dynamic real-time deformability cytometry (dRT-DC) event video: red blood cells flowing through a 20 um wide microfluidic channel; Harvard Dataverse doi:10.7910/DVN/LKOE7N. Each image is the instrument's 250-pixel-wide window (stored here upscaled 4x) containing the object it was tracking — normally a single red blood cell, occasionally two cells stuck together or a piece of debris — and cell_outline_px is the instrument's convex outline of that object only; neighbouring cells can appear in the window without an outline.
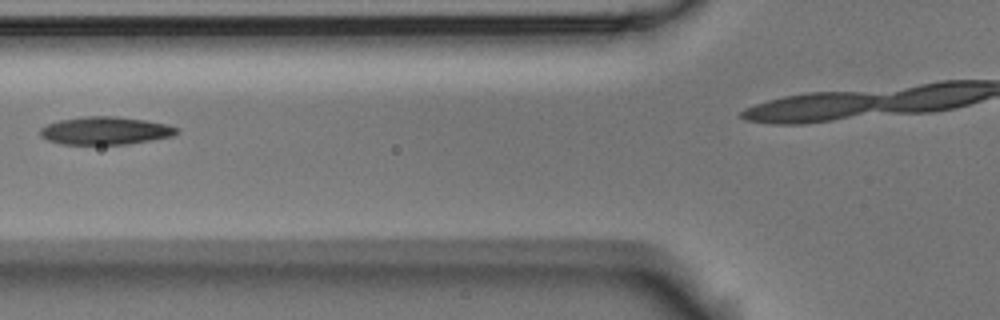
{"species": "Egyptian fruit bat (a non-hibernating species)", "species_latin": "Rousettus aegyptiacus", "temperature_condition": "room temperature", "stored_images_in_passage": 4, "camera_frame_rate_fps": 3000, "um_per_image_px": 0.085, "animal": {"sex": "male"}, "frame": {"image": 1, "passage_image": 2, "time_ms": 0.333, "image_size_px": [1000, 320], "cell_outline_px": [[180, 128], [172, 136], [128, 144], [60, 144], [48, 140], [40, 136], [40, 128], [48, 124], [60, 120], [84, 116], [116, 116], [144, 120], [168, 124]], "centroid_in_image_um": [8.94, 11.1], "position_along_channel_um": 116.9, "area_um2": 22.08}}
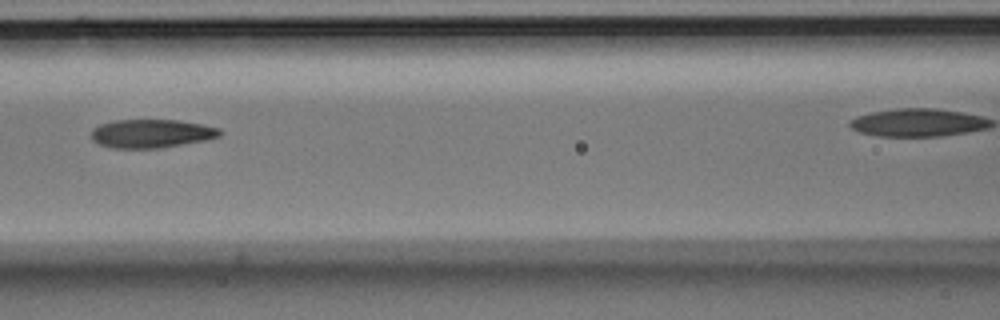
{"frame": {"image": 2, "passage_image": 3, "time_ms": 0.667, "image_size_px": [1000, 320], "cell_outline_px": [[224, 132], [220, 136], [204, 140], [160, 148], [112, 148], [100, 144], [92, 140], [92, 128], [100, 124], [112, 120], [180, 120], [220, 128]], "centroid_in_image_um": [12.87, 11.34], "position_along_channel_um": 153.7, "area_um2": 21.39}}